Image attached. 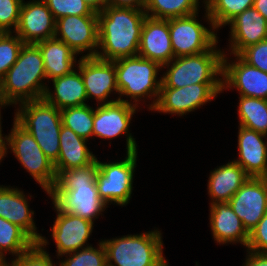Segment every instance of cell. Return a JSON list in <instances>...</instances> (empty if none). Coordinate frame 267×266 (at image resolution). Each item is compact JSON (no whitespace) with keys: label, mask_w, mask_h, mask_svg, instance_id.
I'll return each instance as SVG.
<instances>
[{"label":"cell","mask_w":267,"mask_h":266,"mask_svg":"<svg viewBox=\"0 0 267 266\" xmlns=\"http://www.w3.org/2000/svg\"><path fill=\"white\" fill-rule=\"evenodd\" d=\"M55 20L64 16L98 15L84 0H43Z\"/></svg>","instance_id":"d590c367"},{"label":"cell","mask_w":267,"mask_h":266,"mask_svg":"<svg viewBox=\"0 0 267 266\" xmlns=\"http://www.w3.org/2000/svg\"><path fill=\"white\" fill-rule=\"evenodd\" d=\"M228 204L250 233L267 212V177H249Z\"/></svg>","instance_id":"5bb4252c"},{"label":"cell","mask_w":267,"mask_h":266,"mask_svg":"<svg viewBox=\"0 0 267 266\" xmlns=\"http://www.w3.org/2000/svg\"><path fill=\"white\" fill-rule=\"evenodd\" d=\"M192 15L169 19V30L174 57L194 55L210 50L218 43L217 29L202 25L197 17Z\"/></svg>","instance_id":"30bf717a"},{"label":"cell","mask_w":267,"mask_h":266,"mask_svg":"<svg viewBox=\"0 0 267 266\" xmlns=\"http://www.w3.org/2000/svg\"><path fill=\"white\" fill-rule=\"evenodd\" d=\"M246 248V250L254 252H267V212L249 233V242Z\"/></svg>","instance_id":"f35d334b"},{"label":"cell","mask_w":267,"mask_h":266,"mask_svg":"<svg viewBox=\"0 0 267 266\" xmlns=\"http://www.w3.org/2000/svg\"><path fill=\"white\" fill-rule=\"evenodd\" d=\"M54 90L46 88L43 99L59 110L87 104V95L81 73L76 68L69 74L52 79Z\"/></svg>","instance_id":"484cf974"},{"label":"cell","mask_w":267,"mask_h":266,"mask_svg":"<svg viewBox=\"0 0 267 266\" xmlns=\"http://www.w3.org/2000/svg\"><path fill=\"white\" fill-rule=\"evenodd\" d=\"M35 243L22 228L0 217V264L8 262L5 258L7 253L15 258Z\"/></svg>","instance_id":"83f0119b"},{"label":"cell","mask_w":267,"mask_h":266,"mask_svg":"<svg viewBox=\"0 0 267 266\" xmlns=\"http://www.w3.org/2000/svg\"><path fill=\"white\" fill-rule=\"evenodd\" d=\"M146 0H106V5L113 7H133L144 9Z\"/></svg>","instance_id":"60d3db41"},{"label":"cell","mask_w":267,"mask_h":266,"mask_svg":"<svg viewBox=\"0 0 267 266\" xmlns=\"http://www.w3.org/2000/svg\"><path fill=\"white\" fill-rule=\"evenodd\" d=\"M59 140L60 152L54 163L57 176L62 171L88 166L97 159L87 147L88 140L63 125Z\"/></svg>","instance_id":"cb8c5ba5"},{"label":"cell","mask_w":267,"mask_h":266,"mask_svg":"<svg viewBox=\"0 0 267 266\" xmlns=\"http://www.w3.org/2000/svg\"><path fill=\"white\" fill-rule=\"evenodd\" d=\"M25 43L13 32L0 34V80L17 61L20 49Z\"/></svg>","instance_id":"e575fe53"},{"label":"cell","mask_w":267,"mask_h":266,"mask_svg":"<svg viewBox=\"0 0 267 266\" xmlns=\"http://www.w3.org/2000/svg\"><path fill=\"white\" fill-rule=\"evenodd\" d=\"M22 3L23 0H0V32L16 31Z\"/></svg>","instance_id":"8d00e7d4"},{"label":"cell","mask_w":267,"mask_h":266,"mask_svg":"<svg viewBox=\"0 0 267 266\" xmlns=\"http://www.w3.org/2000/svg\"><path fill=\"white\" fill-rule=\"evenodd\" d=\"M107 255V266H163L161 231L151 230L102 240Z\"/></svg>","instance_id":"52a82bcc"},{"label":"cell","mask_w":267,"mask_h":266,"mask_svg":"<svg viewBox=\"0 0 267 266\" xmlns=\"http://www.w3.org/2000/svg\"><path fill=\"white\" fill-rule=\"evenodd\" d=\"M208 25L217 30L226 26L234 17L253 7L254 0H202ZM224 25V26H223Z\"/></svg>","instance_id":"f1b7e54d"},{"label":"cell","mask_w":267,"mask_h":266,"mask_svg":"<svg viewBox=\"0 0 267 266\" xmlns=\"http://www.w3.org/2000/svg\"><path fill=\"white\" fill-rule=\"evenodd\" d=\"M41 51L35 44H24L17 61L0 80L2 107L43 99L48 85Z\"/></svg>","instance_id":"3957f363"},{"label":"cell","mask_w":267,"mask_h":266,"mask_svg":"<svg viewBox=\"0 0 267 266\" xmlns=\"http://www.w3.org/2000/svg\"><path fill=\"white\" fill-rule=\"evenodd\" d=\"M267 136L239 126L238 158L239 164L250 177H267Z\"/></svg>","instance_id":"44dd1931"},{"label":"cell","mask_w":267,"mask_h":266,"mask_svg":"<svg viewBox=\"0 0 267 266\" xmlns=\"http://www.w3.org/2000/svg\"><path fill=\"white\" fill-rule=\"evenodd\" d=\"M199 0H146L144 11L155 19H172L199 12Z\"/></svg>","instance_id":"4dcf8cb0"},{"label":"cell","mask_w":267,"mask_h":266,"mask_svg":"<svg viewBox=\"0 0 267 266\" xmlns=\"http://www.w3.org/2000/svg\"><path fill=\"white\" fill-rule=\"evenodd\" d=\"M14 120L29 132L47 158L55 163L60 152L61 112L44 99L19 104Z\"/></svg>","instance_id":"8992f818"},{"label":"cell","mask_w":267,"mask_h":266,"mask_svg":"<svg viewBox=\"0 0 267 266\" xmlns=\"http://www.w3.org/2000/svg\"><path fill=\"white\" fill-rule=\"evenodd\" d=\"M235 60L228 62L223 54V91L236 88L240 96L267 100V73L246 63L239 55L230 54Z\"/></svg>","instance_id":"2e32d148"},{"label":"cell","mask_w":267,"mask_h":266,"mask_svg":"<svg viewBox=\"0 0 267 266\" xmlns=\"http://www.w3.org/2000/svg\"><path fill=\"white\" fill-rule=\"evenodd\" d=\"M114 62L116 84L119 91L117 100L139 107L138 104L145 103L146 98L153 99L152 103L147 105L149 106L148 109L152 111L160 94L161 77H159L160 79L157 77L159 71L162 70V66L156 61L138 55L119 58ZM122 96L130 97L131 100L123 99Z\"/></svg>","instance_id":"277c9868"},{"label":"cell","mask_w":267,"mask_h":266,"mask_svg":"<svg viewBox=\"0 0 267 266\" xmlns=\"http://www.w3.org/2000/svg\"><path fill=\"white\" fill-rule=\"evenodd\" d=\"M250 176L234 160L210 171L208 195L211 204L228 202Z\"/></svg>","instance_id":"d4e9b609"},{"label":"cell","mask_w":267,"mask_h":266,"mask_svg":"<svg viewBox=\"0 0 267 266\" xmlns=\"http://www.w3.org/2000/svg\"><path fill=\"white\" fill-rule=\"evenodd\" d=\"M62 256L66 258L60 261L59 266H107L106 249L101 240L98 248L91 245Z\"/></svg>","instance_id":"d6a6232c"},{"label":"cell","mask_w":267,"mask_h":266,"mask_svg":"<svg viewBox=\"0 0 267 266\" xmlns=\"http://www.w3.org/2000/svg\"><path fill=\"white\" fill-rule=\"evenodd\" d=\"M0 108H2L1 104H0ZM1 123L2 122H1V110H0V126L2 125Z\"/></svg>","instance_id":"f6af8a7d"},{"label":"cell","mask_w":267,"mask_h":266,"mask_svg":"<svg viewBox=\"0 0 267 266\" xmlns=\"http://www.w3.org/2000/svg\"><path fill=\"white\" fill-rule=\"evenodd\" d=\"M62 125L73 130L78 136L92 138L94 108L90 105L68 107L60 110Z\"/></svg>","instance_id":"1f68e13d"},{"label":"cell","mask_w":267,"mask_h":266,"mask_svg":"<svg viewBox=\"0 0 267 266\" xmlns=\"http://www.w3.org/2000/svg\"><path fill=\"white\" fill-rule=\"evenodd\" d=\"M8 141L7 136H3L2 134V126H0V163L3 160L4 157H6V154L8 153Z\"/></svg>","instance_id":"b9f144b4"},{"label":"cell","mask_w":267,"mask_h":266,"mask_svg":"<svg viewBox=\"0 0 267 266\" xmlns=\"http://www.w3.org/2000/svg\"><path fill=\"white\" fill-rule=\"evenodd\" d=\"M247 256L243 266H267V252L246 250Z\"/></svg>","instance_id":"ab89813d"},{"label":"cell","mask_w":267,"mask_h":266,"mask_svg":"<svg viewBox=\"0 0 267 266\" xmlns=\"http://www.w3.org/2000/svg\"><path fill=\"white\" fill-rule=\"evenodd\" d=\"M138 56L156 61L161 66L175 58L171 45L169 19L145 17Z\"/></svg>","instance_id":"d6986e66"},{"label":"cell","mask_w":267,"mask_h":266,"mask_svg":"<svg viewBox=\"0 0 267 266\" xmlns=\"http://www.w3.org/2000/svg\"><path fill=\"white\" fill-rule=\"evenodd\" d=\"M61 35V36H60ZM55 38L81 57H94L98 51L97 15L64 16L56 20Z\"/></svg>","instance_id":"4fadbf2b"},{"label":"cell","mask_w":267,"mask_h":266,"mask_svg":"<svg viewBox=\"0 0 267 266\" xmlns=\"http://www.w3.org/2000/svg\"><path fill=\"white\" fill-rule=\"evenodd\" d=\"M77 67L81 73L88 100L94 98L97 105L118 101L117 99L108 100L113 91H115L114 94L119 95L114 61L103 60L96 56H83L79 58Z\"/></svg>","instance_id":"9a60e30c"},{"label":"cell","mask_w":267,"mask_h":266,"mask_svg":"<svg viewBox=\"0 0 267 266\" xmlns=\"http://www.w3.org/2000/svg\"><path fill=\"white\" fill-rule=\"evenodd\" d=\"M230 25V54L239 55L248 46L267 39V20L254 8H248L234 17Z\"/></svg>","instance_id":"ffe728a7"},{"label":"cell","mask_w":267,"mask_h":266,"mask_svg":"<svg viewBox=\"0 0 267 266\" xmlns=\"http://www.w3.org/2000/svg\"><path fill=\"white\" fill-rule=\"evenodd\" d=\"M56 20L43 0H23L16 28L18 37L25 44L54 38Z\"/></svg>","instance_id":"ac0fdd59"},{"label":"cell","mask_w":267,"mask_h":266,"mask_svg":"<svg viewBox=\"0 0 267 266\" xmlns=\"http://www.w3.org/2000/svg\"><path fill=\"white\" fill-rule=\"evenodd\" d=\"M239 56L249 65L267 73V39L248 46Z\"/></svg>","instance_id":"74e56055"},{"label":"cell","mask_w":267,"mask_h":266,"mask_svg":"<svg viewBox=\"0 0 267 266\" xmlns=\"http://www.w3.org/2000/svg\"><path fill=\"white\" fill-rule=\"evenodd\" d=\"M138 107L122 101L98 105L94 109L92 137L112 140L126 136V153L137 151L135 138L129 132L130 123Z\"/></svg>","instance_id":"7c38bea8"},{"label":"cell","mask_w":267,"mask_h":266,"mask_svg":"<svg viewBox=\"0 0 267 266\" xmlns=\"http://www.w3.org/2000/svg\"><path fill=\"white\" fill-rule=\"evenodd\" d=\"M97 171V159L88 166L62 171L48 196L61 210L94 223L109 207L99 198Z\"/></svg>","instance_id":"7a4b0ae2"},{"label":"cell","mask_w":267,"mask_h":266,"mask_svg":"<svg viewBox=\"0 0 267 266\" xmlns=\"http://www.w3.org/2000/svg\"><path fill=\"white\" fill-rule=\"evenodd\" d=\"M209 224L214 241L221 244H237L247 247L249 233L228 202L210 204Z\"/></svg>","instance_id":"603a6c76"},{"label":"cell","mask_w":267,"mask_h":266,"mask_svg":"<svg viewBox=\"0 0 267 266\" xmlns=\"http://www.w3.org/2000/svg\"><path fill=\"white\" fill-rule=\"evenodd\" d=\"M21 189L0 185V217L22 228L36 243L42 237L29 208L26 194Z\"/></svg>","instance_id":"7402d4cb"},{"label":"cell","mask_w":267,"mask_h":266,"mask_svg":"<svg viewBox=\"0 0 267 266\" xmlns=\"http://www.w3.org/2000/svg\"><path fill=\"white\" fill-rule=\"evenodd\" d=\"M239 126L267 136V100L255 97H239Z\"/></svg>","instance_id":"f546056e"},{"label":"cell","mask_w":267,"mask_h":266,"mask_svg":"<svg viewBox=\"0 0 267 266\" xmlns=\"http://www.w3.org/2000/svg\"><path fill=\"white\" fill-rule=\"evenodd\" d=\"M49 244L46 237L42 236L38 243H35L30 249L21 255L7 262V266H57L49 256V252L45 250Z\"/></svg>","instance_id":"836d02e7"},{"label":"cell","mask_w":267,"mask_h":266,"mask_svg":"<svg viewBox=\"0 0 267 266\" xmlns=\"http://www.w3.org/2000/svg\"><path fill=\"white\" fill-rule=\"evenodd\" d=\"M8 149L27 172L49 194L54 188L57 174L51 162L33 136L13 119V127L7 135Z\"/></svg>","instance_id":"ba28073f"},{"label":"cell","mask_w":267,"mask_h":266,"mask_svg":"<svg viewBox=\"0 0 267 266\" xmlns=\"http://www.w3.org/2000/svg\"><path fill=\"white\" fill-rule=\"evenodd\" d=\"M84 1L96 13L101 12L103 8L106 6V0H84Z\"/></svg>","instance_id":"7bdbcfd3"},{"label":"cell","mask_w":267,"mask_h":266,"mask_svg":"<svg viewBox=\"0 0 267 266\" xmlns=\"http://www.w3.org/2000/svg\"><path fill=\"white\" fill-rule=\"evenodd\" d=\"M146 16L144 9L106 5L97 15L98 51L96 57L114 61L123 57L137 56Z\"/></svg>","instance_id":"6da1fadb"},{"label":"cell","mask_w":267,"mask_h":266,"mask_svg":"<svg viewBox=\"0 0 267 266\" xmlns=\"http://www.w3.org/2000/svg\"><path fill=\"white\" fill-rule=\"evenodd\" d=\"M52 203L57 216L50 230L56 243L57 258H63L64 254L91 246L87 242L92 234L94 223L68 211H63L54 202Z\"/></svg>","instance_id":"e0dca14e"},{"label":"cell","mask_w":267,"mask_h":266,"mask_svg":"<svg viewBox=\"0 0 267 266\" xmlns=\"http://www.w3.org/2000/svg\"><path fill=\"white\" fill-rule=\"evenodd\" d=\"M222 91V83H199L182 88H160L159 98L152 111L183 116L211 102Z\"/></svg>","instance_id":"8fae6325"},{"label":"cell","mask_w":267,"mask_h":266,"mask_svg":"<svg viewBox=\"0 0 267 266\" xmlns=\"http://www.w3.org/2000/svg\"><path fill=\"white\" fill-rule=\"evenodd\" d=\"M35 45L41 51L47 80L64 76L75 69L77 54L63 41L54 37Z\"/></svg>","instance_id":"4316f807"},{"label":"cell","mask_w":267,"mask_h":266,"mask_svg":"<svg viewBox=\"0 0 267 266\" xmlns=\"http://www.w3.org/2000/svg\"><path fill=\"white\" fill-rule=\"evenodd\" d=\"M224 52L219 47L217 48L216 43L208 51L175 57L162 66V69L168 70L161 77L160 88H182L199 83H222Z\"/></svg>","instance_id":"5b68a950"},{"label":"cell","mask_w":267,"mask_h":266,"mask_svg":"<svg viewBox=\"0 0 267 266\" xmlns=\"http://www.w3.org/2000/svg\"><path fill=\"white\" fill-rule=\"evenodd\" d=\"M137 151L128 152L119 162H101L97 159L95 184L99 198L106 205L126 206L130 203Z\"/></svg>","instance_id":"9c48e42d"},{"label":"cell","mask_w":267,"mask_h":266,"mask_svg":"<svg viewBox=\"0 0 267 266\" xmlns=\"http://www.w3.org/2000/svg\"><path fill=\"white\" fill-rule=\"evenodd\" d=\"M253 7L267 20V0H254Z\"/></svg>","instance_id":"ee69618b"}]
</instances>
